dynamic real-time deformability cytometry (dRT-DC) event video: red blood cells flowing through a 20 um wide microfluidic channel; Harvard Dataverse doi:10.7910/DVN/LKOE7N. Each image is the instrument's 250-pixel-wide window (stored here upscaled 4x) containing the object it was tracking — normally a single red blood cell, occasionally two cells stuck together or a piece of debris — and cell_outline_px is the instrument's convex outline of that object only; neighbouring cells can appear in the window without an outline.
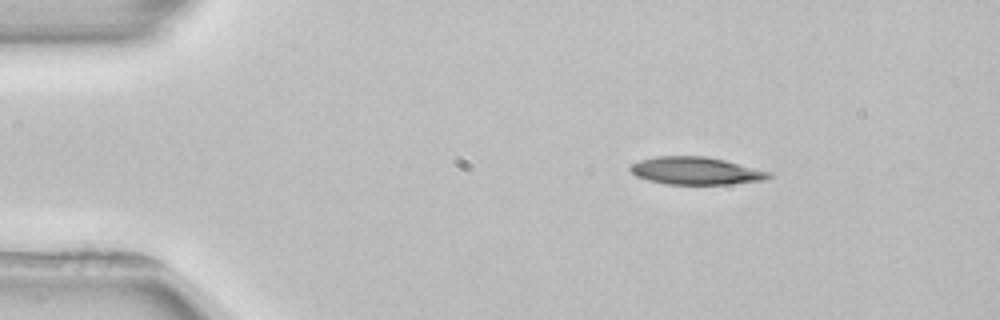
{"species": "common noctule bat (a hibernating species)", "species_latin": "Nyctalus noctula", "temperature_condition": "room temperature", "stored_images_in_passage": 2, "camera_frame_rate_fps": 3000, "um_per_image_px": 0.085, "animal": {"sex": "female", "body_mass_g": 22.7, "forearm_length_mm": 54.2}, "frame": {"image": 1, "passage_image": 1, "time_ms": 0.0, "image_size_px": [1000, 320], "cell_outline_px": [[772, 176], [764, 180], [728, 184], [664, 184], [648, 180], [636, 176], [628, 168], [628, 164], [640, 160], [656, 156], [704, 156], [724, 160], [772, 172]], "centroid_in_image_um": [59.11, 14.51], "position_along_channel_um": 25.9, "area_um2": 22.31}}